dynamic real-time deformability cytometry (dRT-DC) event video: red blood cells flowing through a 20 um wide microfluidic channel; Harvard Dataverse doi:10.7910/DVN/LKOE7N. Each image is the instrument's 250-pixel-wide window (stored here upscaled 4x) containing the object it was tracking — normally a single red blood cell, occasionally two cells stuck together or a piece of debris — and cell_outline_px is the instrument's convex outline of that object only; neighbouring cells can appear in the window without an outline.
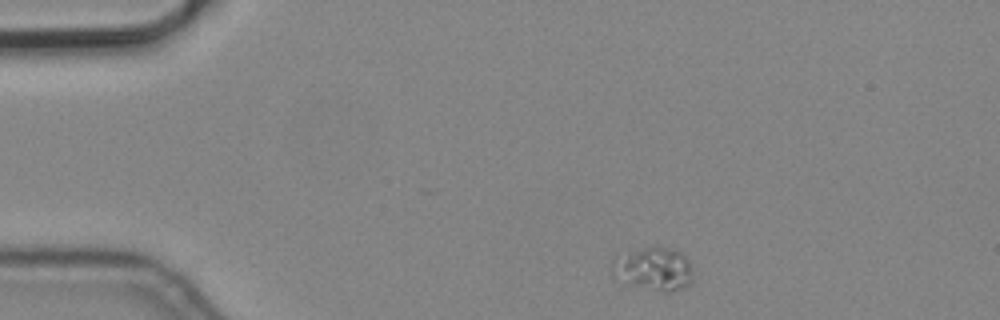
{"species": "common noctule bat (a hibernating species)", "species_latin": "Nyctalus noctula", "temperature_condition": "cold", "stored_images_in_passage": 3, "camera_frame_rate_fps": 3000, "um_per_image_px": 0.085, "animal": {"sex": "male", "body_mass_g": 19.2, "forearm_length_mm": 51.8}, "frame": {"image": 1, "passage_image": 1, "time_ms": 0.0, "image_size_px": [1000, 320], "cell_outline_px": [[692, 284], [684, 288], [668, 292], [664, 292], [628, 284], [612, 272], [612, 260], [616, 252], [652, 244], [668, 248], [680, 252], [688, 256], [692, 268]], "centroid_in_image_um": [55.55, 22.79], "position_along_channel_um": 29.4, "area_um2": 21.27}}
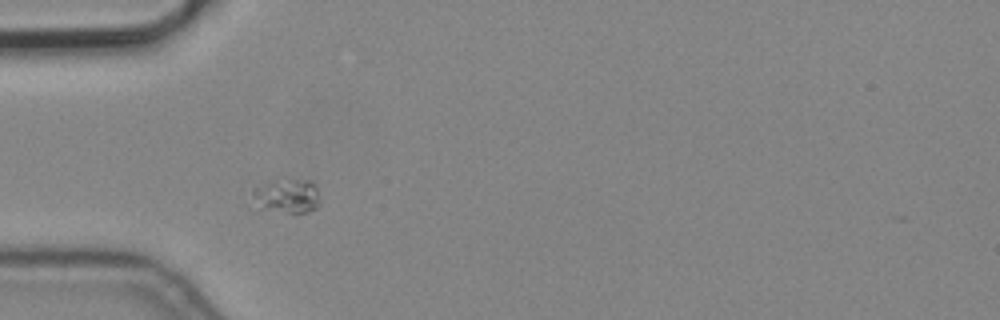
{"frame": {"image": 2, "passage_image": 3, "time_ms": 0.667, "image_size_px": [1000, 320], "cell_outline_px": [[320, 204], [316, 208], [308, 212], [296, 216], [260, 208], [252, 196], [252, 188], [268, 180], [284, 176], [288, 176], [312, 180], [316, 188], [320, 200]], "centroid_in_image_um": [24.4, 16.62], "position_along_channel_um": 60.6, "area_um2": 14.74}}